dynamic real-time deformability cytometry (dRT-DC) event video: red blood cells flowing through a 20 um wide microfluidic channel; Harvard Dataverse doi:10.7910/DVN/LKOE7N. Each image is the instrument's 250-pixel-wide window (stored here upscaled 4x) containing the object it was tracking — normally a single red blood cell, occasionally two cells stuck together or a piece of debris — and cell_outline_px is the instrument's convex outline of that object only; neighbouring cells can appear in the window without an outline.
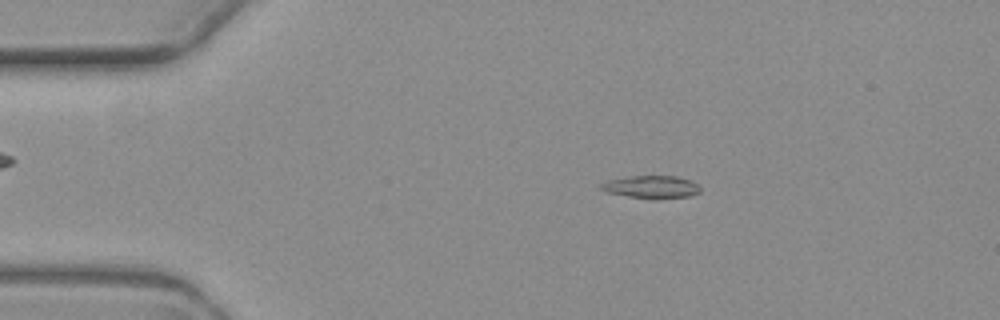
{"species": "common noctule bat (a hibernating species)", "species_latin": "Nyctalus noctula", "temperature_condition": "warm", "stored_images_in_passage": 7, "camera_frame_rate_fps": 3000, "um_per_image_px": 0.085, "animal": {"sex": "female", "body_mass_g": 19.3, "forearm_length_mm": 54.1}, "frame": {"image": 1, "passage_image": 2, "time_ms": 1.333, "image_size_px": [1000, 320], "cell_outline_px": [[700, 192], [692, 196], [656, 200], [652, 200], [628, 196], [608, 192], [600, 188], [596, 184], [608, 180], [632, 176], [676, 176], [692, 180], [700, 188]], "centroid_in_image_um": [55.38, 15.91], "position_along_channel_um": 29.6, "area_um2": 13.41}}
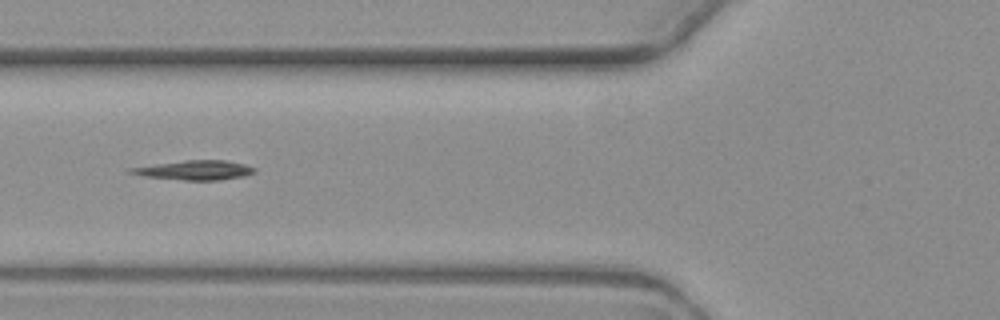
{"frame": {"image": 2, "passage_image": 5, "time_ms": 5.0, "image_size_px": [1000, 320], "cell_outline_px": [[256, 172], [244, 176], [220, 180], [184, 180], [144, 176], [128, 172], [128, 168], [156, 164], [188, 160], [224, 160], [244, 164], [256, 168]], "centroid_in_image_um": [16.59, 14.46], "position_along_channel_um": 109.2, "area_um2": 13.87}}
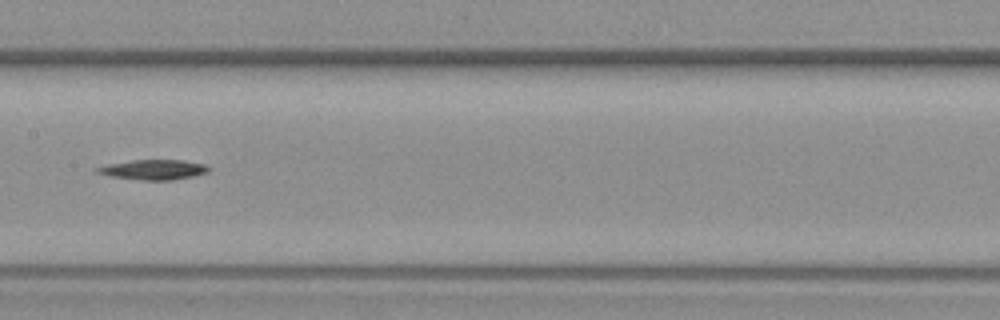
{"frame": {"image": 3, "passage_image": 7, "time_ms": 7.333, "image_size_px": [1000, 320], "cell_outline_px": [[208, 172], [192, 176], [172, 180], [144, 180], [112, 176], [96, 172], [92, 168], [108, 164], [132, 160], [184, 160], [204, 164], [208, 168]], "centroid_in_image_um": [13.01, 14.41], "position_along_channel_um": 194.4, "area_um2": 12.83}}